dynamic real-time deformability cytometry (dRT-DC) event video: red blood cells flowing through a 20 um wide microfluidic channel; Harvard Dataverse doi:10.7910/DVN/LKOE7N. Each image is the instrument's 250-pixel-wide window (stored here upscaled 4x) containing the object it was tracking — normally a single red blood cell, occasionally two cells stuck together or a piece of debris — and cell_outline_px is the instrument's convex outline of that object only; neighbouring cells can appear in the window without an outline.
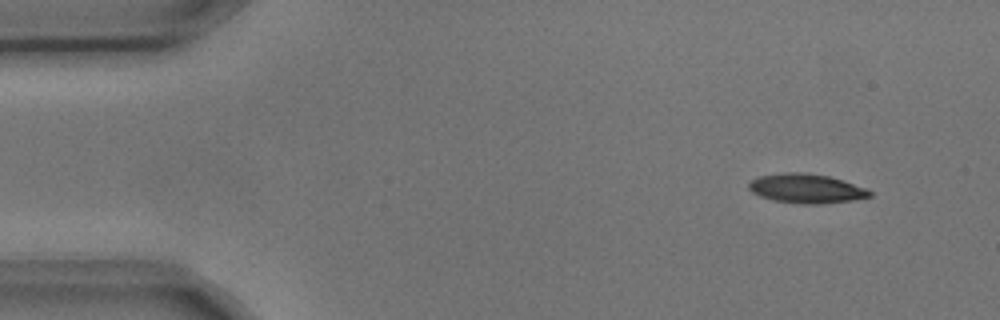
{"species": "common noctule bat (a hibernating species)", "species_latin": "Nyctalus noctula", "temperature_condition": "cold", "stored_images_in_passage": 5, "camera_frame_rate_fps": 3000, "um_per_image_px": 0.085, "animal": {"sex": "male", "body_mass_g": 17.9, "forearm_length_mm": 54.2}, "frame": {"image": 1, "passage_image": 1, "time_ms": 0.0, "image_size_px": [1000, 320], "cell_outline_px": [[872, 196], [852, 200], [820, 204], [804, 204], [772, 200], [760, 196], [752, 192], [748, 188], [748, 184], [752, 180], [760, 176], [784, 172], [808, 172], [828, 176], [844, 180], [864, 188], [872, 192]], "centroid_in_image_um": [68.53, 16.02], "position_along_channel_um": 16.5, "area_um2": 20.63}}
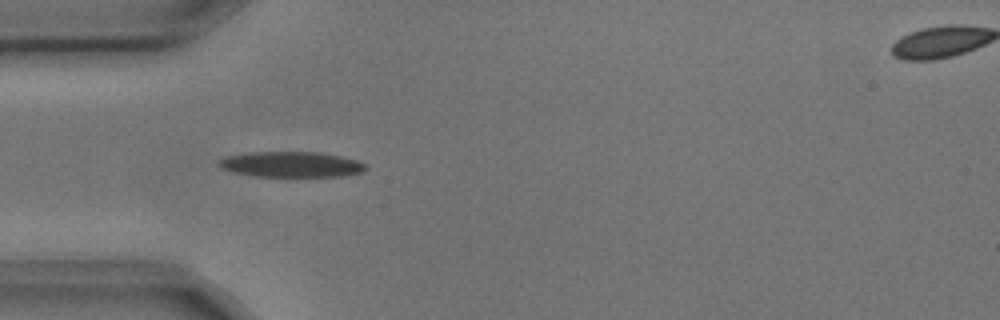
{"frame": {"image": 2, "passage_image": 4, "time_ms": 1.0, "image_size_px": [1000, 320], "cell_outline_px": [[368, 168], [364, 172], [340, 176], [256, 176], [232, 172], [220, 168], [220, 160], [228, 156], [248, 152], [320, 152], [340, 156], [356, 160], [364, 164]], "centroid_in_image_um": [24.77, 13.97], "position_along_channel_um": 60.2, "area_um2": 21.68}}